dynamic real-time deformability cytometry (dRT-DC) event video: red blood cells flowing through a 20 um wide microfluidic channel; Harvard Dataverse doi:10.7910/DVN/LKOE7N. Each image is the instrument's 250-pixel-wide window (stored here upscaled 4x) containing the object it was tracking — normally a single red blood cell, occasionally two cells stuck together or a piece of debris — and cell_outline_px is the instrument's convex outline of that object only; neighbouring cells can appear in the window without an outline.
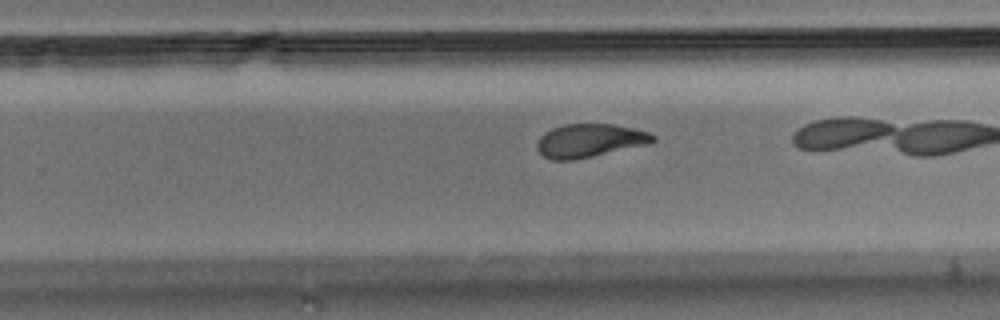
{"species": "Egyptian fruit bat (a non-hibernating species)", "species_latin": "Rousettus aegyptiacus", "temperature_condition": "room temperature", "stored_images_in_passage": 28, "camera_frame_rate_fps": 3000, "um_per_image_px": 0.085, "animal": {"sex": "male"}, "frame": {"image": 1, "passage_image": 20, "time_ms": 6.333, "image_size_px": [1000, 320], "cell_outline_px": [[656, 140], [648, 144], [592, 156], [572, 160], [552, 160], [544, 156], [536, 148], [536, 140], [544, 132], [552, 128], [564, 124], [612, 124], [632, 128], [648, 132], [656, 136]], "centroid_in_image_um": [50.08, 11.94], "position_along_channel_um": 279.7, "area_um2": 22.48}}